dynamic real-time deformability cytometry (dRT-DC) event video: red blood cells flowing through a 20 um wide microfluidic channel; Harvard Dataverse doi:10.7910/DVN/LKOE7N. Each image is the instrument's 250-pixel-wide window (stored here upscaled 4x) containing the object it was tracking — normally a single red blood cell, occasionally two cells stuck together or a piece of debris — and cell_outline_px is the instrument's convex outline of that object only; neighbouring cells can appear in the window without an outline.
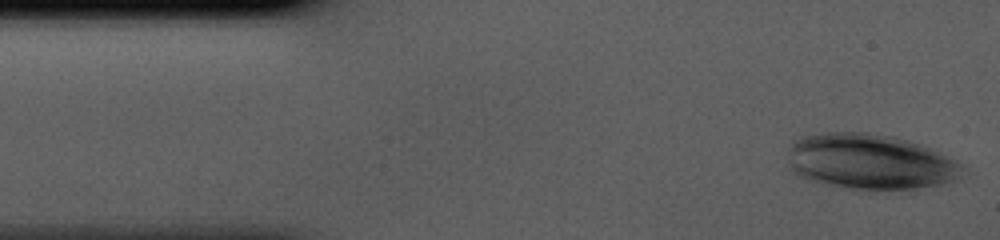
{"species": "human", "species_latin": "Homo sapiens", "temperature_condition": "cold", "stored_images_in_passage": 38, "camera_frame_rate_fps": 3000, "um_per_image_px": 0.085, "donor": {"sex": "male"}, "frame": {"image": 1, "passage_image": 1, "time_ms": 0.0, "image_size_px": [1000, 240], "cell_outline_px": [[964, 168], [960, 176], [952, 180], [940, 184], [916, 188], [848, 188], [820, 184], [796, 176], [788, 168], [788, 148], [800, 136], [824, 132], [868, 132], [892, 136], [908, 140], [928, 148], [964, 164]], "centroid_in_image_um": [73.86, 13.73], "position_along_channel_um": 11.1, "area_um2": 56.36}}
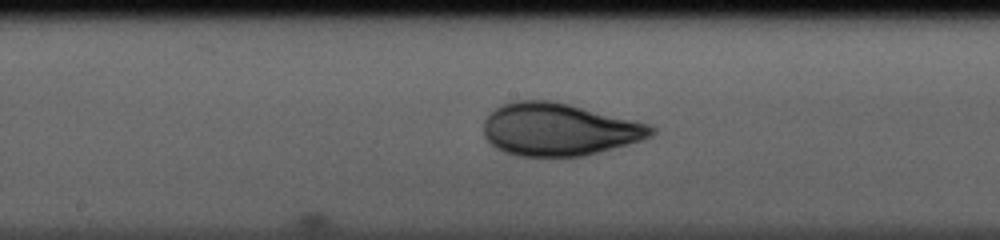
{"frame": {"image": 2, "passage_image": 20, "time_ms": 6.333, "image_size_px": [1000, 240], "cell_outline_px": [[656, 132], [652, 136], [644, 140], [584, 156], [516, 156], [504, 152], [496, 148], [484, 136], [484, 120], [500, 104], [516, 100], [548, 100], [568, 104], [652, 124], [656, 128]], "centroid_in_image_um": [47.55, 11.0], "position_along_channel_um": 200.7, "area_um2": 51.56}}
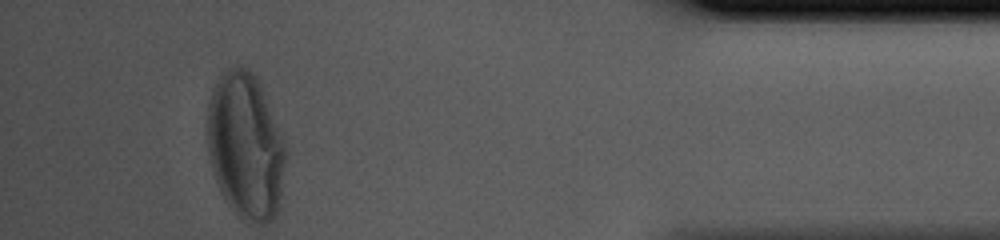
{"frame": {"image": 3, "passage_image": 38, "time_ms": 12.333, "image_size_px": [1000, 240], "cell_outline_px": [[284, 160], [280, 204], [276, 216], [272, 220], [264, 224], [248, 224], [240, 220], [228, 204], [220, 192], [212, 168], [208, 152], [208, 104], [212, 88], [220, 72], [228, 68], [248, 68], [256, 76], [260, 84], [284, 140]], "centroid_in_image_um": [20.85, 12.45], "position_along_channel_um": 414.3, "area_um2": 66.87}}